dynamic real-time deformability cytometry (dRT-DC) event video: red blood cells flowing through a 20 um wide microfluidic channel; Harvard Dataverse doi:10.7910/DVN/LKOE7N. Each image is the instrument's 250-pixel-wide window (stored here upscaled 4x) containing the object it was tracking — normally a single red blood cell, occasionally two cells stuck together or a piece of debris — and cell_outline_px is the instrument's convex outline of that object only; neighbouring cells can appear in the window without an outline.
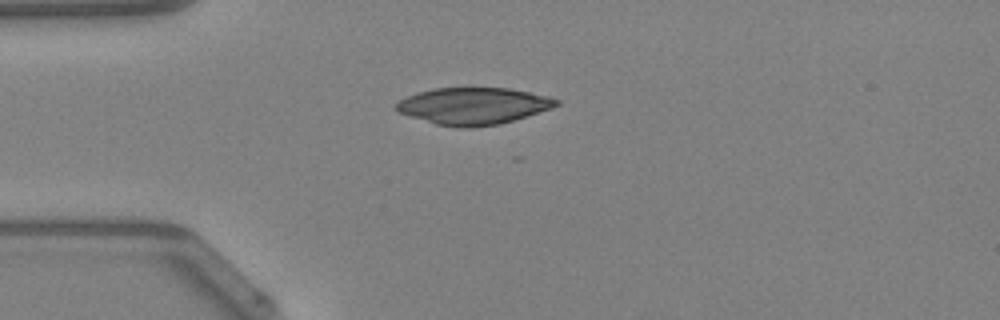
{"species": "Egyptian fruit bat (a non-hibernating species)", "species_latin": "Rousettus aegyptiacus", "temperature_condition": "warm", "stored_images_in_passage": 18, "camera_frame_rate_fps": 3000, "um_per_image_px": 0.085, "animal": {"sex": "female"}, "frame": {"image": 1, "passage_image": 1, "time_ms": 0.0, "image_size_px": [1000, 320], "cell_outline_px": [[560, 104], [552, 108], [500, 124], [472, 128], [460, 128], [436, 124], [400, 112], [396, 108], [396, 104], [400, 100], [416, 92], [432, 88], [508, 88], [548, 96], [560, 100]], "centroid_in_image_um": [40.26, 9.0], "position_along_channel_um": 44.7, "area_um2": 34.16}}
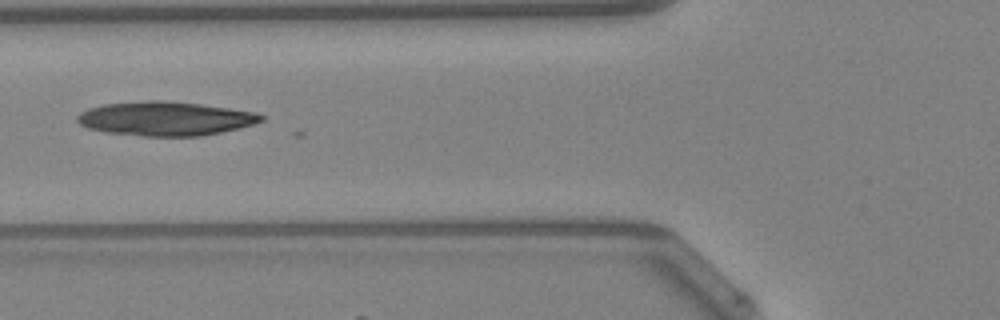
{"frame": {"image": 2, "passage_image": 7, "time_ms": 2.0, "image_size_px": [1000, 320], "cell_outline_px": [[264, 120], [240, 128], [200, 136], [144, 136], [108, 132], [88, 128], [80, 124], [76, 120], [76, 116], [80, 112], [88, 108], [104, 104], [152, 100], [160, 100], [200, 104], [256, 112], [264, 116]], "centroid_in_image_um": [14.04, 10.08], "position_along_channel_um": 111.8, "area_um2": 36.3}}